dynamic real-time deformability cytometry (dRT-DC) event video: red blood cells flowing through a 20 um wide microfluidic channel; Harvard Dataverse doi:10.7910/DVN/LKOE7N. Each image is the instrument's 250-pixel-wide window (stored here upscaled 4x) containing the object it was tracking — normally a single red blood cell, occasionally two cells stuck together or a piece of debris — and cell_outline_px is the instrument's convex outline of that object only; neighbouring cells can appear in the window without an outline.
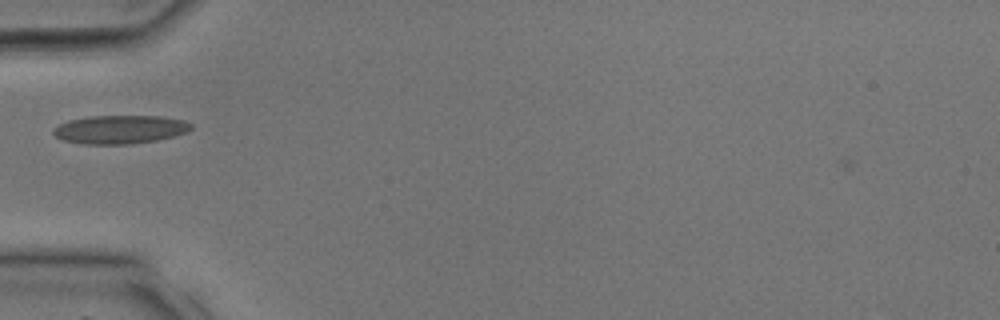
{"species": "common noctule bat (a hibernating species)", "species_latin": "Nyctalus noctula", "temperature_condition": "room temperature", "stored_images_in_passage": 25, "camera_frame_rate_fps": 3000, "um_per_image_px": 0.085, "animal": {"sex": "male", "body_mass_g": 17.9, "forearm_length_mm": 54.2}, "frame": {"image": 1, "passage_image": 4, "time_ms": 1.0, "image_size_px": [1000, 320], "cell_outline_px": [[192, 128], [188, 132], [176, 136], [156, 140], [132, 144], [84, 144], [64, 140], [56, 136], [52, 132], [60, 124], [68, 120], [92, 116], [160, 116], [184, 120], [192, 124]], "centroid_in_image_um": [10.25, 11.0], "position_along_channel_um": 74.7, "area_um2": 22.83}}
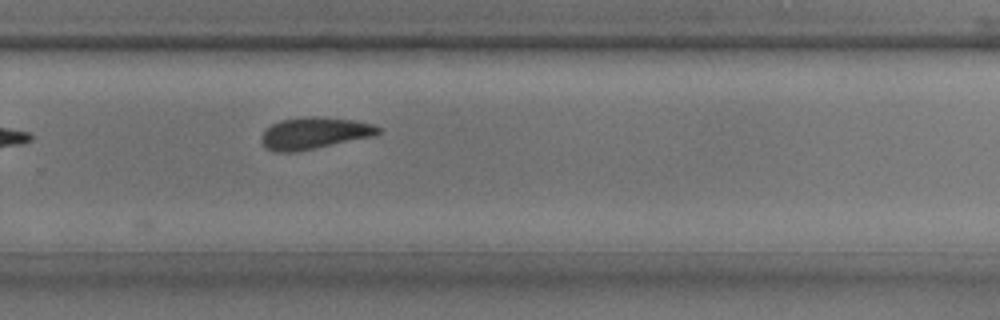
{"frame": {"image": 2, "passage_image": 15, "time_ms": 4.667, "image_size_px": [1000, 320], "cell_outline_px": [[384, 132], [376, 136], [292, 152], [276, 152], [264, 148], [260, 144], [260, 136], [272, 124], [280, 120], [300, 116], [316, 116], [352, 120], [372, 124], [380, 128]], "centroid_in_image_um": [26.7, 11.31], "position_along_channel_um": 303.1, "area_um2": 21.79}}
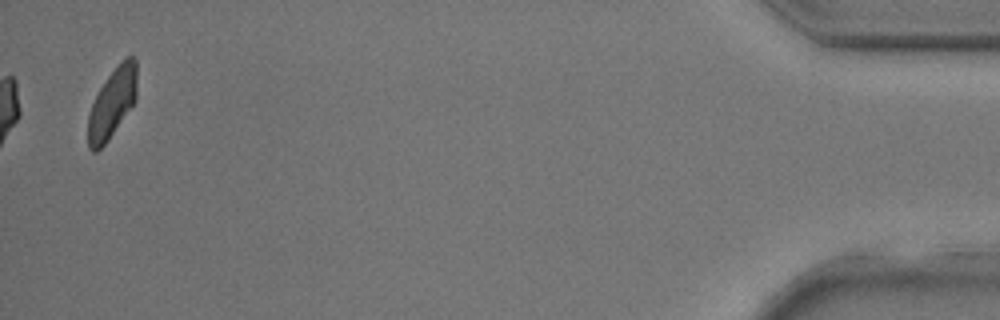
{"frame": {"image": 3, "passage_image": 25, "time_ms": 8.0, "image_size_px": [1000, 320], "cell_outline_px": [[136, 100], [108, 140], [96, 152], [92, 152], [88, 148], [88, 116], [92, 104], [100, 88], [108, 76], [124, 56], [132, 56], [136, 60]], "centroid_in_image_um": [9.54, 8.75], "position_along_channel_um": 425.7, "area_um2": 19.65}}